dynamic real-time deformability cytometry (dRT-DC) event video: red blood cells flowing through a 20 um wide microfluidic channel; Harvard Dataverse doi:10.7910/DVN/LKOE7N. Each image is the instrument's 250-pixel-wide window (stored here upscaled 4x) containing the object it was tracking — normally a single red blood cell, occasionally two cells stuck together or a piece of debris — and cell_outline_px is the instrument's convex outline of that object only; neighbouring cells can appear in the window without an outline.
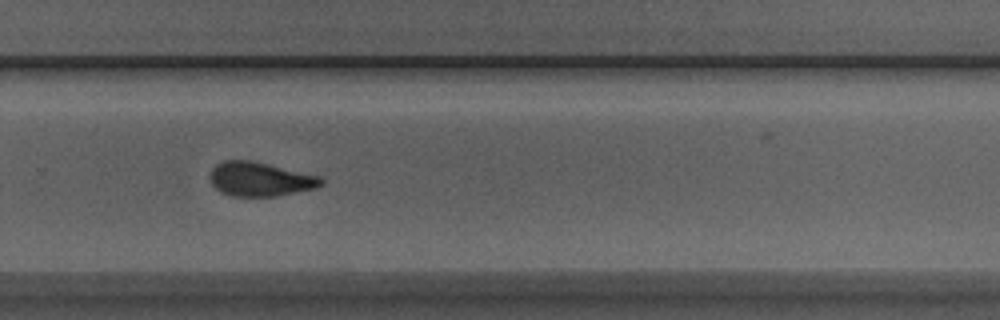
{"species": "Egyptian fruit bat (a non-hibernating species)", "species_latin": "Rousettus aegyptiacus", "temperature_condition": "room temperature", "stored_images_in_passage": 24, "camera_frame_rate_fps": 3000, "um_per_image_px": 0.085, "animal": {"sex": "male"}, "frame": {"image": 1, "passage_image": 21, "time_ms": 6.667, "image_size_px": [1000, 320], "cell_outline_px": [[324, 184], [316, 188], [276, 196], [232, 196], [220, 192], [212, 184], [212, 168], [216, 164], [224, 160], [252, 160], [320, 176], [324, 180]], "centroid_in_image_um": [22.14, 15.22], "position_along_channel_um": 307.7, "area_um2": 22.02}}